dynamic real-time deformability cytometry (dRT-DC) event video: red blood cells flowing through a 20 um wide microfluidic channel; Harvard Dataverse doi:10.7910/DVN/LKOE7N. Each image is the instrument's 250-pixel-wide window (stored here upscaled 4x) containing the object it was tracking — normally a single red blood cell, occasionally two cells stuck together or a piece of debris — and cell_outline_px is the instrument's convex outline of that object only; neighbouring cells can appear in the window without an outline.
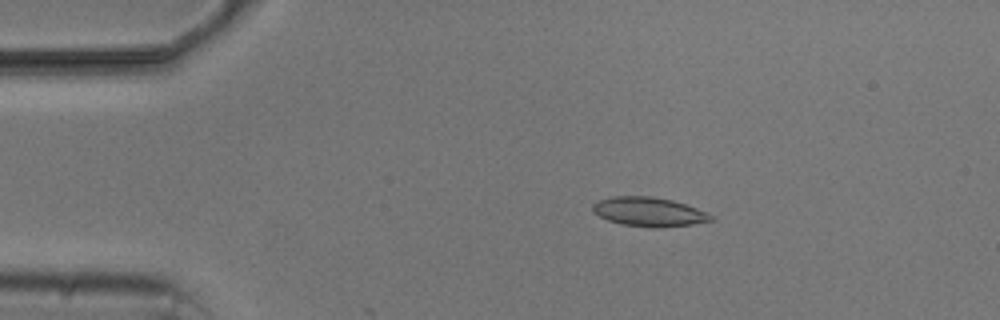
{"species": "common noctule bat (a hibernating species)", "species_latin": "Nyctalus noctula", "temperature_condition": "cold", "stored_images_in_passage": 4, "camera_frame_rate_fps": 3000, "um_per_image_px": 0.085, "animal": {"sex": "male", "body_mass_g": 20.5, "forearm_length_mm": 52.5}, "frame": {"image": 1, "passage_image": 3, "time_ms": 2.333, "image_size_px": [1000, 320], "cell_outline_px": [[712, 220], [692, 224], [652, 228], [624, 224], [608, 220], [592, 212], [592, 204], [600, 200], [612, 196], [648, 196], [672, 200], [696, 208], [712, 216]], "centroid_in_image_um": [55.1, 18.0], "position_along_channel_um": 29.9, "area_um2": 19.71}}